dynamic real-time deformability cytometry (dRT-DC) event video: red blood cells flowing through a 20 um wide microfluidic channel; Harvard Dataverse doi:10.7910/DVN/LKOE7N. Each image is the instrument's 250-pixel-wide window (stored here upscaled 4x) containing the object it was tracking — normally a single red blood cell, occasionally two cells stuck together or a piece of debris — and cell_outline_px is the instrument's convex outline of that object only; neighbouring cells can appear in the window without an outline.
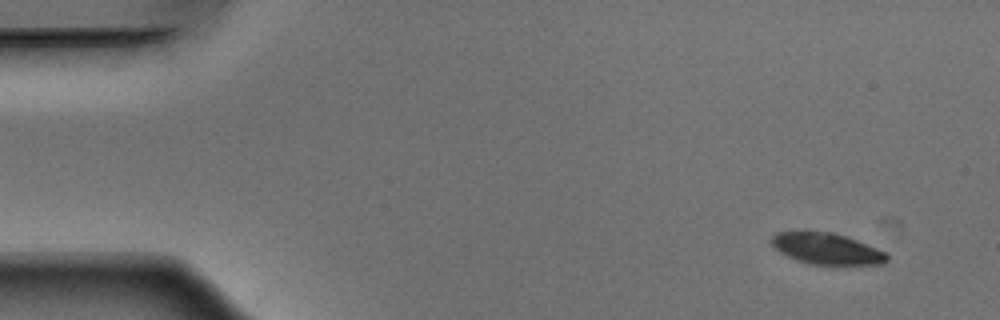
{"species": "Egyptian fruit bat (a non-hibernating species)", "species_latin": "Rousettus aegyptiacus", "temperature_condition": "warm", "stored_images_in_passage": 52, "camera_frame_rate_fps": 3000, "um_per_image_px": 0.085, "animal": {"sex": "male"}, "frame": {"image": 1, "passage_image": 3, "time_ms": 0.667, "image_size_px": [1000, 320], "cell_outline_px": [[888, 260], [884, 264], [808, 264], [796, 260], [780, 252], [768, 240], [776, 232], [832, 232], [856, 240], [876, 248], [884, 252], [888, 256]], "centroid_in_image_um": [70.24, 21.14], "position_along_channel_um": 14.8, "area_um2": 20.69}}
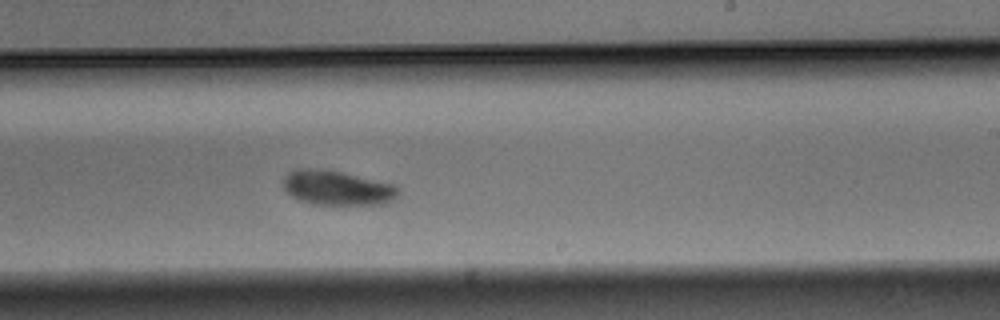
{"frame": {"image": 2, "passage_image": 31, "time_ms": 10.0, "image_size_px": [1000, 320], "cell_outline_px": [[400, 192], [392, 200], [384, 204], [312, 204], [292, 196], [284, 188], [284, 176], [288, 172], [296, 168], [320, 168], [340, 172], [396, 184]], "centroid_in_image_um": [28.67, 15.95], "position_along_channel_um": 260.3, "area_um2": 23.12}}
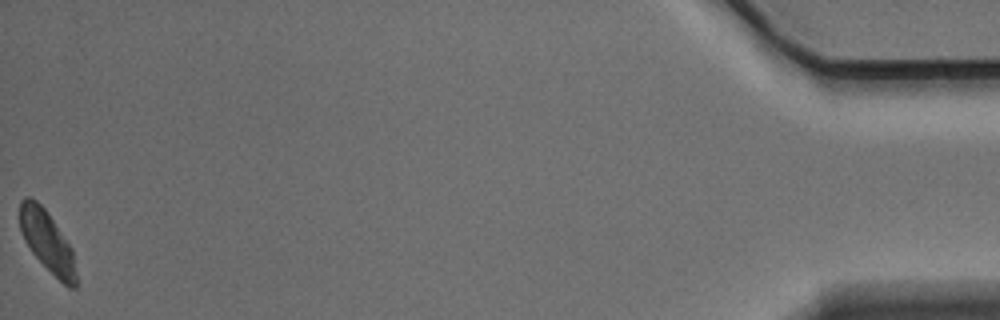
{"frame": {"image": 3, "passage_image": 52, "time_ms": 17.0, "image_size_px": [1000, 320], "cell_outline_px": [[76, 288], [68, 288], [32, 252], [24, 240], [20, 228], [20, 200], [24, 196], [28, 196], [36, 200], [48, 212], [72, 248], [76, 272]], "centroid_in_image_um": [4.01, 20.49], "position_along_channel_um": 431.2, "area_um2": 19.77}, "authors_computed_cell_mechanics": {"area_um2": 22.7154, "velocity_mm_per_s": 3.8308, "shape_relaxation_time_tau1_ms": 2.0024, "shape_relaxation_time_tau2_ms": null, "deformation_change_tau1": 0.1109, "deformation_change_tau2": null}}